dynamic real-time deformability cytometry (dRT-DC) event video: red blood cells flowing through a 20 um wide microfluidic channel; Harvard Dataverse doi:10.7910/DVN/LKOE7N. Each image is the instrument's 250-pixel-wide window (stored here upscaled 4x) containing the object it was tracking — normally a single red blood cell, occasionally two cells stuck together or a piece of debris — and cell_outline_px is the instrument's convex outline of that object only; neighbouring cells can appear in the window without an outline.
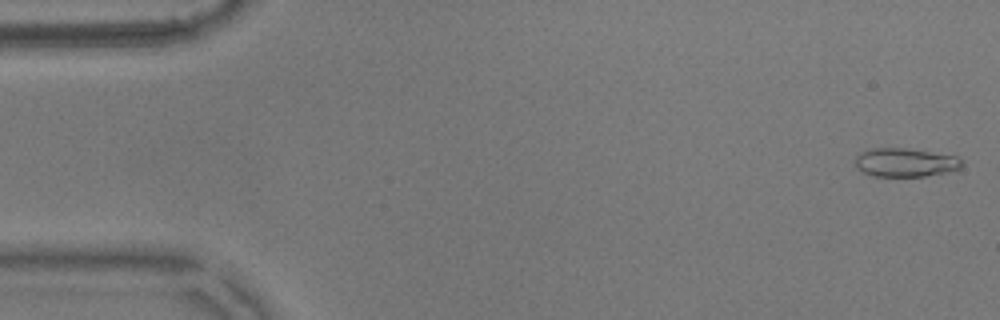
{"species": "common noctule bat (a hibernating species)", "species_latin": "Nyctalus noctula", "temperature_condition": "warm", "stored_images_in_passage": 11, "camera_frame_rate_fps": 3000, "um_per_image_px": 0.085, "animal": {"sex": "male", "body_mass_g": 17.9}, "frame": {"image": 1, "passage_image": 2, "time_ms": 0.333, "image_size_px": [1000, 320], "cell_outline_px": [[964, 164], [960, 168], [944, 172], [924, 176], [872, 176], [856, 168], [856, 156], [860, 152], [868, 148], [908, 148], [956, 156], [964, 160]], "centroid_in_image_um": [76.94, 13.79], "position_along_channel_um": 8.1, "area_um2": 17.86}}